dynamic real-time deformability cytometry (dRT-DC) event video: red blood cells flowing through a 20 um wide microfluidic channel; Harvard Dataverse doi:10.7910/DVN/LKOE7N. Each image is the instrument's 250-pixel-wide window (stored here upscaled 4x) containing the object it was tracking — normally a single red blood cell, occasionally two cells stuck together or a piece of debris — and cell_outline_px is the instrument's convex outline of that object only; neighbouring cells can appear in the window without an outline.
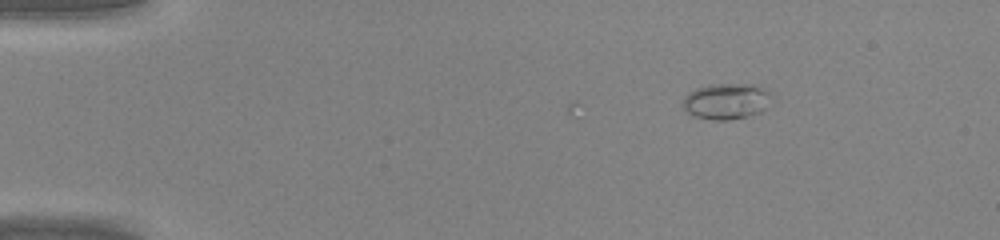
{"species": "common noctule bat (a hibernating species)", "species_latin": "Nyctalus noctula", "temperature_condition": "warm", "stored_images_in_passage": 10, "camera_frame_rate_fps": 3000, "um_per_image_px": 0.085, "animal": {"sex": "male", "body_mass_g": 20.0, "forearm_length_mm": 53.3}, "frame": {"image": 1, "passage_image": 10, "time_ms": 3.0, "image_size_px": [1000, 240], "cell_outline_px": [[772, 96], [764, 108], [760, 112], [748, 116], [728, 120], [712, 120], [692, 116], [684, 108], [684, 96], [688, 92], [696, 88], [712, 84], [760, 84]], "centroid_in_image_um": [61.73, 8.6], "position_along_channel_um": 23.3, "area_um2": 18.61}}